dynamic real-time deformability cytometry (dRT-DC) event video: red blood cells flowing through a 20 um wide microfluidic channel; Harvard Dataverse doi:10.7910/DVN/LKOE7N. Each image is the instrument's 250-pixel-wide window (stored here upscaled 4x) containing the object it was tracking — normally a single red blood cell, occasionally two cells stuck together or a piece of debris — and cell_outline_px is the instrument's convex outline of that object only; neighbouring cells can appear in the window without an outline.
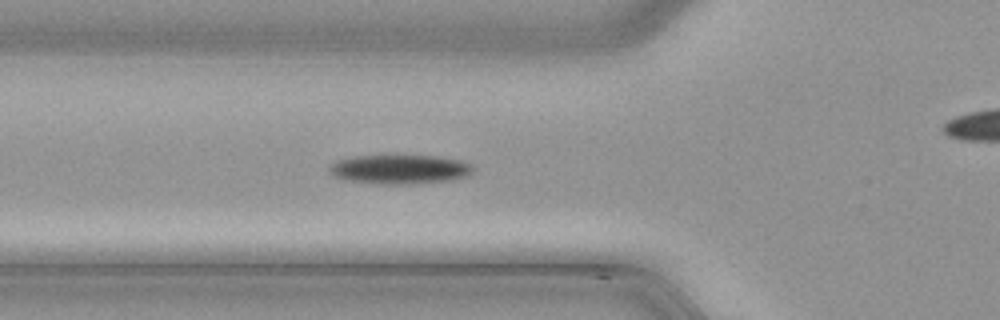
{"species": "common noctule bat (a hibernating species)", "species_latin": "Nyctalus noctula", "temperature_condition": "cold", "stored_images_in_passage": 32, "camera_frame_rate_fps": 3000, "um_per_image_px": 0.085, "animal": {"sex": "male", "body_mass_g": 21.5, "forearm_length_mm": 52.0}, "frame": {"image": 1, "passage_image": 7, "time_ms": 2.0, "image_size_px": [1000, 320], "cell_outline_px": [[476, 168], [468, 176], [452, 180], [420, 184], [376, 184], [344, 180], [332, 176], [328, 172], [328, 168], [336, 160], [352, 156], [432, 156], [460, 160], [472, 164]], "centroid_in_image_um": [33.97, 14.41], "position_along_channel_um": 91.8, "area_um2": 24.91}}
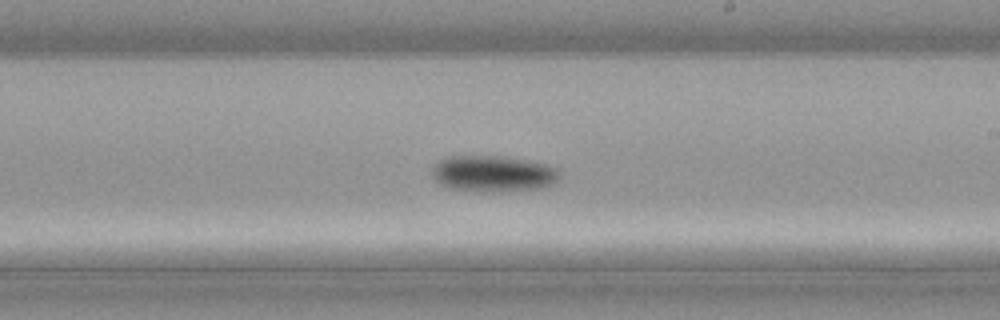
{"frame": {"image": 2, "passage_image": 18, "time_ms": 5.667, "image_size_px": [1000, 320], "cell_outline_px": [[560, 180], [556, 184], [544, 188], [500, 192], [476, 192], [448, 188], [440, 184], [432, 176], [432, 168], [440, 160], [448, 156], [500, 156], [544, 164], [556, 168], [560, 172]], "centroid_in_image_um": [41.93, 14.79], "position_along_channel_um": 247.1, "area_um2": 27.28}}
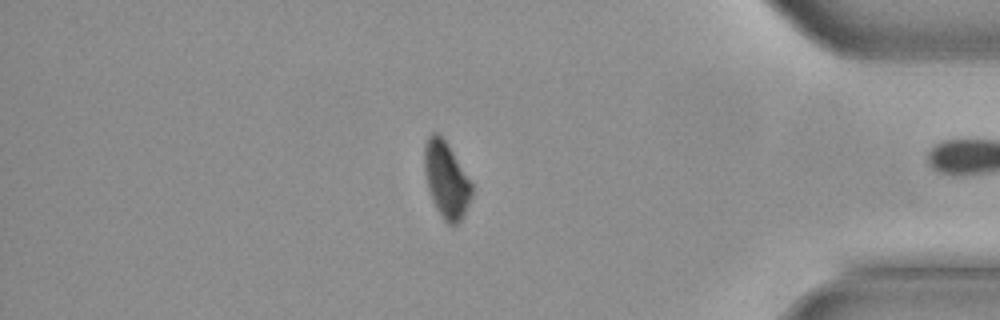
{"frame": {"image": 3, "passage_image": 31, "time_ms": 10.0, "image_size_px": [1000, 320], "cell_outline_px": [[472, 196], [460, 220], [456, 224], [448, 224], [444, 220], [436, 208], [432, 200], [428, 188], [424, 172], [424, 148], [428, 136], [432, 132], [436, 132], [448, 144], [472, 184]], "centroid_in_image_um": [37.91, 15.27], "position_along_channel_um": 397.3, "area_um2": 20.69}}